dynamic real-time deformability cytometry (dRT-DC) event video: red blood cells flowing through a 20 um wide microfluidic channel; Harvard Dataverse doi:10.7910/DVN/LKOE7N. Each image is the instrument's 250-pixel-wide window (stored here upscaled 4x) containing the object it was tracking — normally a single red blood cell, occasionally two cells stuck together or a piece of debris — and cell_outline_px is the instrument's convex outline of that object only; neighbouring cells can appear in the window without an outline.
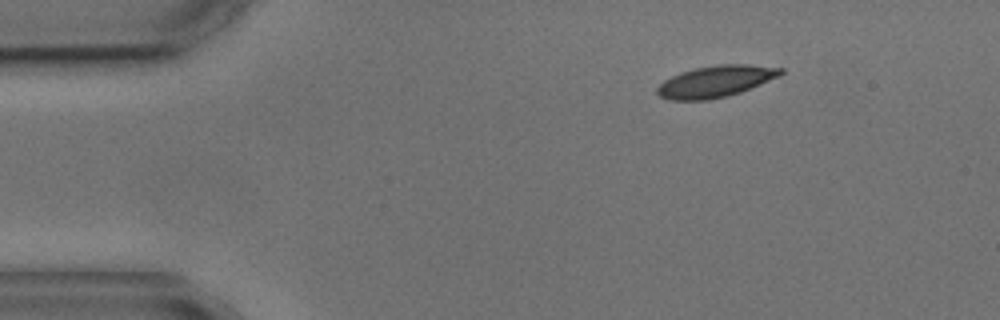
{"species": "common noctule bat (a hibernating species)", "species_latin": "Nyctalus noctula", "temperature_condition": "cold", "stored_images_in_passage": 3, "camera_frame_rate_fps": 3000, "um_per_image_px": 0.085, "animal": {"sex": "male", "body_mass_g": 17.9, "forearm_length_mm": 54.2}, "frame": {"image": 1, "passage_image": 1, "time_ms": 0.0, "image_size_px": [1000, 320], "cell_outline_px": [[784, 72], [780, 76], [740, 92], [728, 96], [708, 100], [668, 100], [660, 96], [656, 92], [656, 88], [664, 80], [680, 72], [696, 68], [720, 64], [748, 64], [784, 68]], "centroid_in_image_um": [60.83, 6.92], "position_along_channel_um": 24.2, "area_um2": 22.72}}